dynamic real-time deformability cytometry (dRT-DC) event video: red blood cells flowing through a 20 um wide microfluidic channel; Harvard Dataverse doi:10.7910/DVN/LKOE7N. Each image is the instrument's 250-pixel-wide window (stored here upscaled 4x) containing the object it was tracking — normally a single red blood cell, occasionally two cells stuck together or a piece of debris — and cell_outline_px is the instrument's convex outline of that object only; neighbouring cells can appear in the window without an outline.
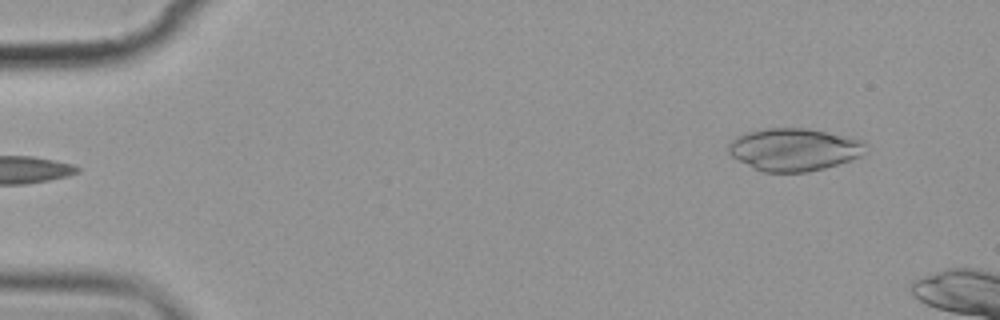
{"species": "common noctule bat (a hibernating species)", "species_latin": "Nyctalus noctula", "temperature_condition": "cold", "stored_images_in_passage": 5, "camera_frame_rate_fps": 3000, "um_per_image_px": 0.085, "animal": {"sex": "female", "body_mass_g": 19.9}, "frame": {"image": 1, "passage_image": 5, "time_ms": 4.667, "image_size_px": [1000, 320], "cell_outline_px": [[868, 144], [860, 156], [824, 168], [808, 172], [764, 172], [732, 156], [728, 152], [728, 144], [736, 136], [748, 132], [764, 128], [808, 128], [848, 136], [864, 140]], "centroid_in_image_um": [67.51, 12.69], "position_along_channel_um": 17.5, "area_um2": 33.87}}